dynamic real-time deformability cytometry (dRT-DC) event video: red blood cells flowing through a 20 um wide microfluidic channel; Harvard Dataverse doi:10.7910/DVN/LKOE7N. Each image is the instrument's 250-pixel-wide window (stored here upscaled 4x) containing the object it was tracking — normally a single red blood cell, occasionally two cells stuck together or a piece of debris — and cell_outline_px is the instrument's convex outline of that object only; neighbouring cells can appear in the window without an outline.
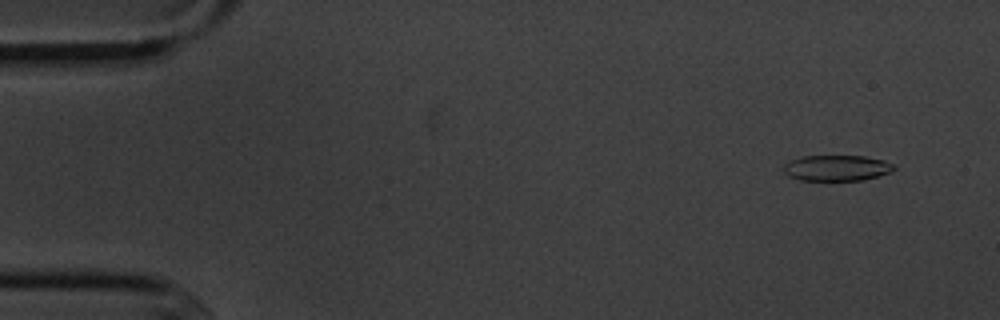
{"species": "common noctule bat (a hibernating species)", "species_latin": "Nyctalus noctula", "temperature_condition": "cold", "stored_images_in_passage": 6, "camera_frame_rate_fps": 3000, "um_per_image_px": 0.085, "animal": {"sex": "male", "body_mass_g": 20.1, "forearm_length_mm": 53.5}, "frame": {"image": 1, "passage_image": 2, "time_ms": 1.0, "image_size_px": [1000, 320], "cell_outline_px": [[896, 168], [892, 172], [864, 180], [800, 180], [788, 176], [784, 172], [784, 164], [788, 160], [804, 156], [864, 156], [884, 160], [892, 164]], "centroid_in_image_um": [71.12, 14.28], "position_along_channel_um": 13.9, "area_um2": 16.65}}